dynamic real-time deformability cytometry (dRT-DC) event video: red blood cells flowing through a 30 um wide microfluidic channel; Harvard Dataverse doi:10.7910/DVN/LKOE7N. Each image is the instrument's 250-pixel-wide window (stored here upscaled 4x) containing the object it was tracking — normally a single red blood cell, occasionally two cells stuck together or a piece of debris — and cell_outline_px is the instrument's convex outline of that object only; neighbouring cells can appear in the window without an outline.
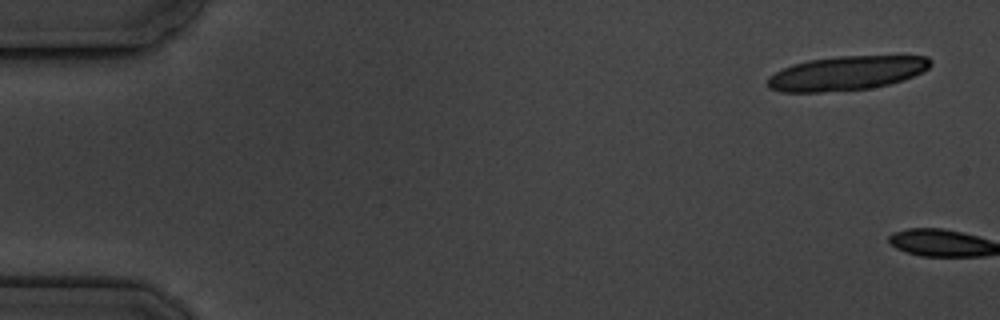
{"species": "common noctule bat (a hibernating species)", "species_latin": "Nyctalus noctula", "temperature_condition": "cold", "stored_images_in_passage": 2, "camera_frame_rate_fps": 3000, "um_per_image_px": 0.085, "animal": {"sex": "male", "body_mass_g": 19.5, "forearm_length_mm": 54.6}, "frame": {"image": 1, "passage_image": 1, "time_ms": 0.0, "image_size_px": [1000, 320], "cell_outline_px": [[932, 64], [928, 68], [912, 76], [888, 84], [868, 88], [820, 92], [780, 92], [768, 88], [768, 80], [776, 72], [792, 64], [808, 60], [836, 56], [928, 56], [932, 60]], "centroid_in_image_um": [71.94, 6.21], "position_along_channel_um": 13.1, "area_um2": 32.08}}